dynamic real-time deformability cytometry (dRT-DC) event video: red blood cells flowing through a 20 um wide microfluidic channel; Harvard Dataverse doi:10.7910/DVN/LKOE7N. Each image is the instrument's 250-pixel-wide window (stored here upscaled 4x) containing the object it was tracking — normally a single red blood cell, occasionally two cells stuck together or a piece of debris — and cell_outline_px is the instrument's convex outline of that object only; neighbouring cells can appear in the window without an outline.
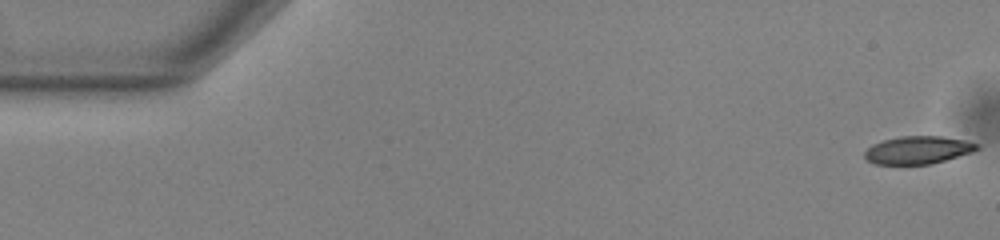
{"species": "common noctule bat (a hibernating species)", "species_latin": "Nyctalus noctula", "temperature_condition": "warm", "stored_images_in_passage": 40, "camera_frame_rate_fps": 3000, "um_per_image_px": 0.085, "animal": {"sex": "male", "body_mass_g": 13.0, "forearm_length_mm": 53.1}, "frame": {"image": 1, "passage_image": 1, "time_ms": 0.0, "image_size_px": [1000, 240], "cell_outline_px": [[980, 148], [972, 152], [932, 164], [876, 164], [868, 160], [864, 156], [864, 152], [872, 144], [884, 140], [900, 136], [940, 136], [964, 140], [980, 144]], "centroid_in_image_um": [78.04, 12.75], "position_along_channel_um": 7.0, "area_um2": 18.15}}
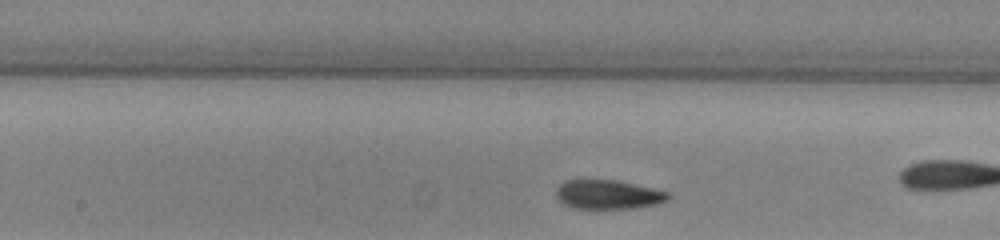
{"frame": {"image": 2, "passage_image": 25, "time_ms": 8.0, "image_size_px": [1000, 240], "cell_outline_px": [[672, 196], [668, 200], [656, 204], [636, 208], [572, 208], [564, 204], [556, 196], [556, 188], [564, 180], [616, 180], [652, 188], [668, 192]], "centroid_in_image_um": [51.69, 16.53], "position_along_channel_um": 196.5, "area_um2": 18.96}}